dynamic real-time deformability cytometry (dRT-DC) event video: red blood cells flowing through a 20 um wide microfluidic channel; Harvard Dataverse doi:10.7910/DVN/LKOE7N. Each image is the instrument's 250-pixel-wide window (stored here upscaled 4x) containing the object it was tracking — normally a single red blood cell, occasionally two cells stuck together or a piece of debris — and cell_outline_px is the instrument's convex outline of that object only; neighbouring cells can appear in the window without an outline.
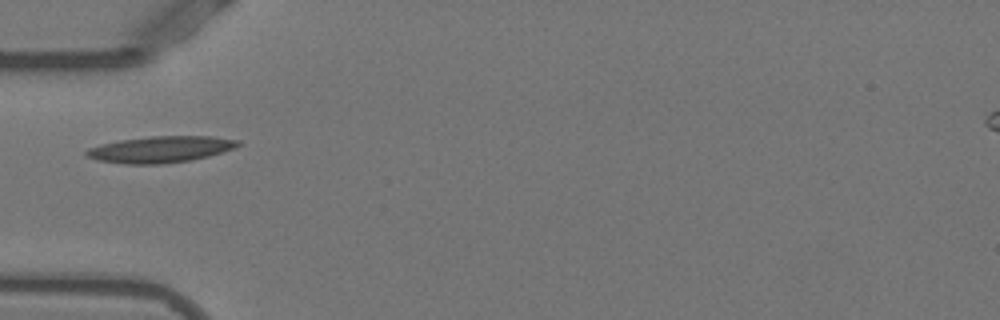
{"species": "Egyptian fruit bat (a non-hibernating species)", "species_latin": "Rousettus aegyptiacus", "temperature_condition": "warm", "stored_images_in_passage": 36, "camera_frame_rate_fps": 3000, "um_per_image_px": 0.085, "animal": {"sex": "female"}, "frame": {"image": 1, "passage_image": 1, "time_ms": 0.0, "image_size_px": [1000, 320], "cell_outline_px": [[240, 144], [232, 148], [208, 156], [192, 160], [160, 164], [128, 164], [96, 160], [88, 156], [84, 152], [88, 148], [100, 144], [120, 140], [152, 136], [212, 136], [240, 140]], "centroid_in_image_um": [13.62, 12.69], "position_along_channel_um": 71.4, "area_um2": 23.18}}
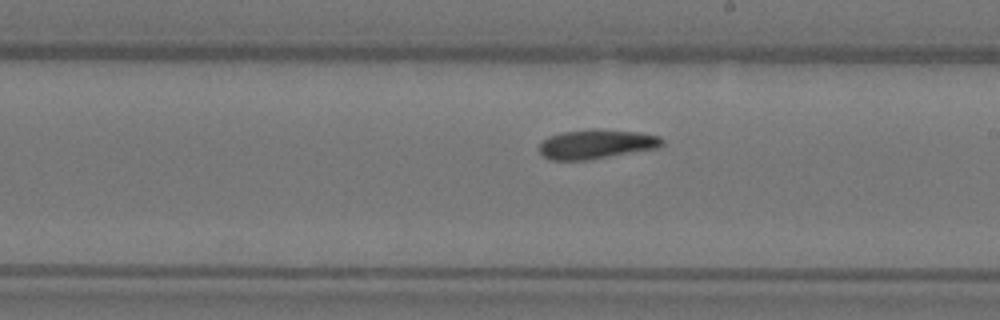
{"frame": {"image": 2, "passage_image": 14, "time_ms": 4.333, "image_size_px": [1000, 320], "cell_outline_px": [[664, 144], [656, 148], [588, 160], [548, 160], [540, 152], [540, 144], [548, 136], [564, 132], [592, 128], [600, 128], [636, 132], [660, 136], [664, 140]], "centroid_in_image_um": [50.69, 12.24], "position_along_channel_um": 238.3, "area_um2": 21.04}}
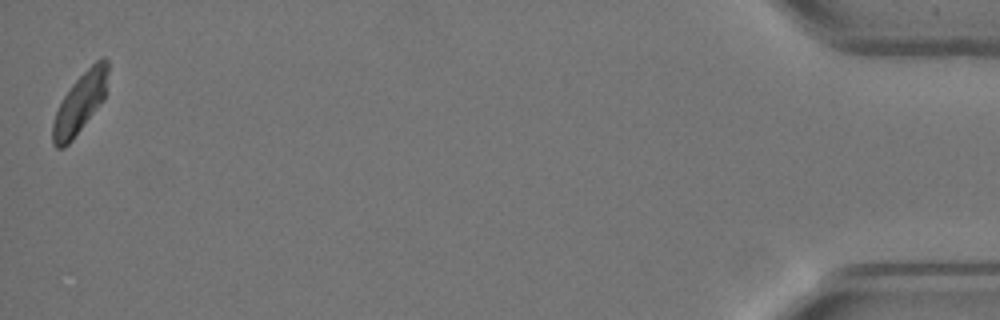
{"frame": {"image": 3, "passage_image": 36, "time_ms": 11.667, "image_size_px": [1000, 320], "cell_outline_px": [[108, 72], [104, 100], [72, 140], [64, 148], [56, 148], [52, 144], [52, 124], [56, 112], [64, 96], [72, 84], [100, 56], [104, 56], [108, 60]], "centroid_in_image_um": [6.81, 8.76], "position_along_channel_um": 428.4, "area_um2": 19.25}, "authors_computed_cell_mechanics": {"area_um2": 20.6346, "velocity_mm_per_s": 3.8405, "shape_relaxation_time_tau1_ms": 7.5445, "shape_relaxation_time_tau2_ms": 5.4266, "deformation_change_tau1": 0.1982, "deformation_change_tau2": 0.1124}}